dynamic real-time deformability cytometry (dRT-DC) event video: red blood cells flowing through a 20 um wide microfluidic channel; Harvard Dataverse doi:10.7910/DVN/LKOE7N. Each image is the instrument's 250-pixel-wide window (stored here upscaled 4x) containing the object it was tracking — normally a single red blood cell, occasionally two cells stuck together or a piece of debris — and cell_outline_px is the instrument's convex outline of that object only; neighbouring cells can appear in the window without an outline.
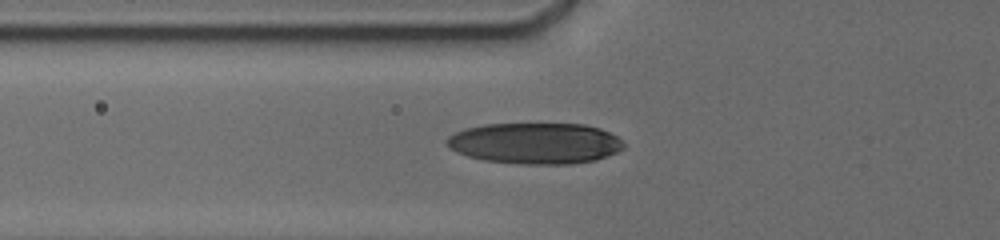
{"species": "human", "species_latin": "Homo sapiens", "temperature_condition": "cold", "stored_images_in_passage": 28, "camera_frame_rate_fps": 3000, "um_per_image_px": 0.085, "donor": {"sex": "male"}, "frame": {"image": 1, "passage_image": 2, "time_ms": 0.333, "image_size_px": [1000, 240], "cell_outline_px": [[624, 148], [616, 152], [596, 160], [568, 164], [520, 164], [484, 160], [468, 156], [456, 152], [448, 148], [444, 144], [444, 140], [448, 136], [456, 132], [468, 128], [484, 124], [584, 124], [600, 128], [616, 136], [624, 144]], "centroid_in_image_um": [45.45, 12.18], "position_along_channel_um": 80.3, "area_um2": 42.43}}
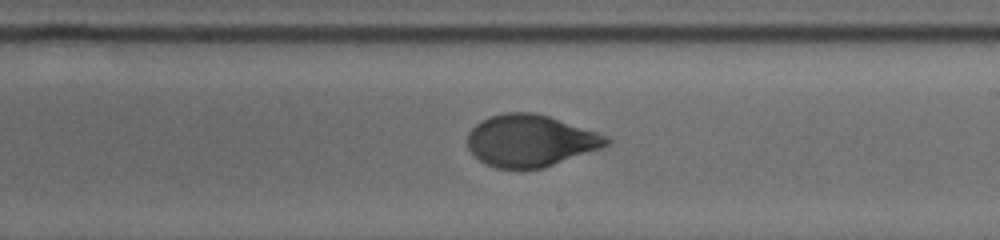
{"frame": {"image": 2, "passage_image": 14, "time_ms": 4.667, "image_size_px": [1000, 240], "cell_outline_px": [[612, 140], [608, 144], [600, 148], [544, 168], [496, 168], [484, 164], [468, 148], [468, 132], [480, 120], [504, 112], [532, 112], [548, 116], [596, 132]], "centroid_in_image_um": [45.04, 11.96], "position_along_channel_um": 244.0, "area_um2": 41.56}}
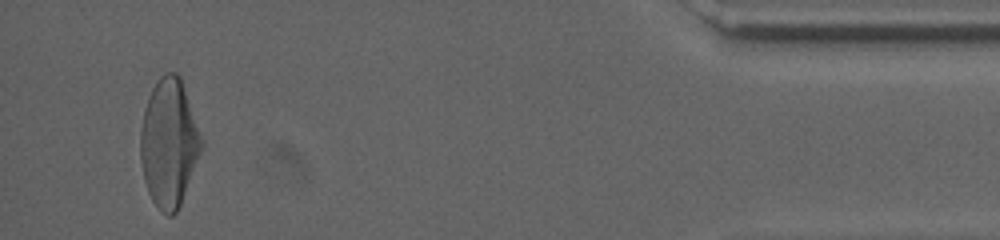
{"frame": {"image": 3, "passage_image": 28, "time_ms": 11.0, "image_size_px": [1000, 240], "cell_outline_px": [[204, 148], [180, 204], [176, 212], [172, 216], [168, 216], [160, 212], [152, 200], [148, 192], [144, 180], [140, 160], [140, 132], [144, 112], [148, 96], [152, 88], [160, 76], [164, 72], [176, 72], [180, 76], [204, 140]], "centroid_in_image_um": [14.38, 12.16], "position_along_channel_um": 420.8, "area_um2": 46.01}, "authors_computed_cell_mechanics": {"area_um2": 42.6275, "velocity_mm_per_s": 3.7647, "shape_relaxation_time_tau1_ms": 3.7471, "shape_relaxation_time_tau2_ms": 0.9101, "deformation_change_tau1": 0.19, "deformation_change_tau2": 0.0447}}